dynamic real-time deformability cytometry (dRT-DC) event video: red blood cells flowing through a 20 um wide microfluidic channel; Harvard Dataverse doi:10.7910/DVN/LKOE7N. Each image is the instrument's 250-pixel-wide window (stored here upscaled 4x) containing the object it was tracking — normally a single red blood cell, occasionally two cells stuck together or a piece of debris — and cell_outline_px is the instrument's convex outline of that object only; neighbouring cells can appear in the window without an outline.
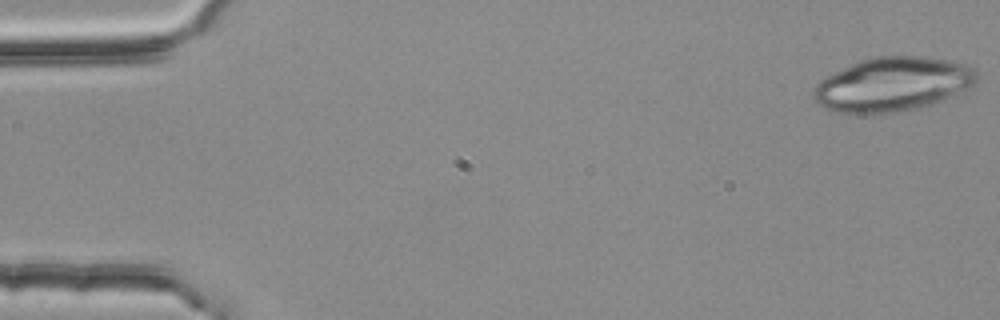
{"species": "common noctule bat (a hibernating species)", "species_latin": "Nyctalus noctula", "temperature_condition": "room temperature", "stored_images_in_passage": 55, "camera_frame_rate_fps": 3000, "um_per_image_px": 0.085, "animal": {"sex": "female", "body_mass_g": 25.1}, "frame": {"image": 1, "passage_image": 1, "time_ms": 0.0, "image_size_px": [1000, 320], "cell_outline_px": [[980, 76], [972, 84], [944, 100], [920, 108], [892, 112], [832, 112], [824, 108], [812, 96], [812, 92], [816, 84], [820, 80], [860, 60], [872, 56], [928, 56], [952, 60], [964, 64], [972, 68]], "centroid_in_image_um": [75.88, 7.14], "position_along_channel_um": 9.1, "area_um2": 51.04}}
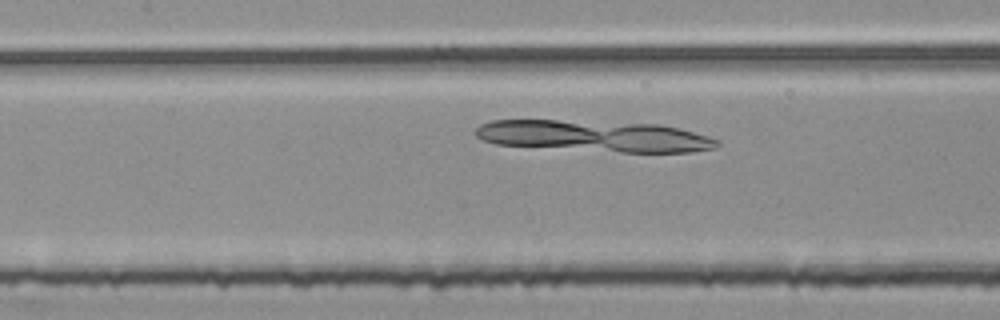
{"frame": {"image": 2, "passage_image": 25, "time_ms": 8.0, "image_size_px": [1000, 320], "cell_outline_px": [[720, 144], [716, 148], [692, 152], [620, 152], [496, 144], [480, 140], [472, 132], [480, 124], [492, 120], [556, 120], [656, 124], [680, 128], [708, 136], [716, 140]], "centroid_in_image_um": [50.48, 11.56], "position_along_channel_um": 156.9, "area_um2": 43.93}}
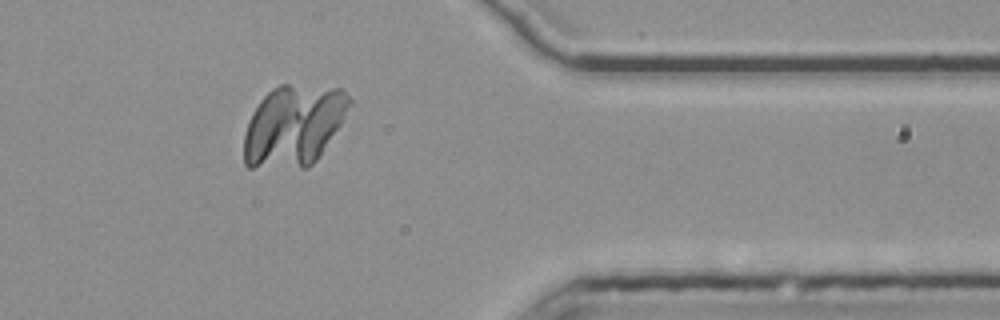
{"frame": {"image": 3, "passage_image": 45, "time_ms": 14.667, "image_size_px": [1000, 320], "cell_outline_px": [[352, 104], [340, 124], [316, 160], [308, 168], [248, 168], [244, 164], [244, 136], [252, 112], [260, 100], [272, 88], [280, 84], [288, 84], [340, 88], [352, 100]], "centroid_in_image_um": [24.93, 10.68], "position_along_channel_um": 386.5, "area_um2": 49.88}}